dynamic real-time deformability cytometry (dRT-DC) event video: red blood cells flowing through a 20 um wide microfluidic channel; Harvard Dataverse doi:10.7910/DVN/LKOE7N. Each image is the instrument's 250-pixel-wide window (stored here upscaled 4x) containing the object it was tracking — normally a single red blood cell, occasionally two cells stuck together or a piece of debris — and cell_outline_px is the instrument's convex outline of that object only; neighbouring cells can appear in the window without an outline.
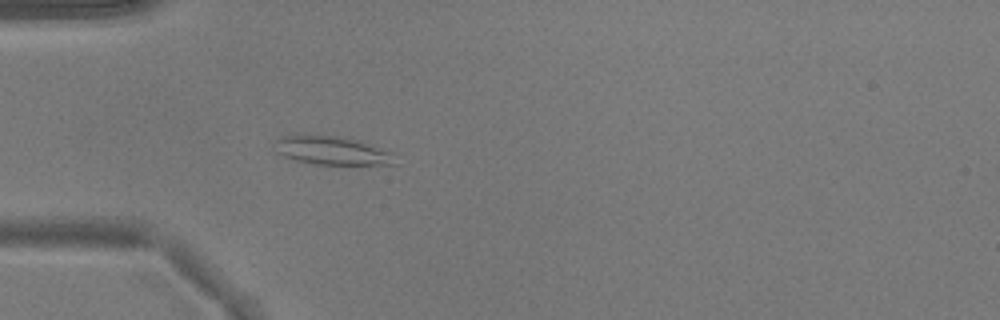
{"species": "common noctule bat (a hibernating species)", "species_latin": "Nyctalus noctula", "temperature_condition": "warm", "stored_images_in_passage": 43, "camera_frame_rate_fps": 3000, "um_per_image_px": 0.085, "animal": {"sex": "male", "body_mass_g": 17.9}, "frame": {"image": 1, "passage_image": 7, "time_ms": 2.0, "image_size_px": [1000, 320], "cell_outline_px": [[396, 164], [316, 164], [296, 160], [284, 156], [276, 152], [272, 144], [276, 140], [284, 136], [296, 132], [336, 136], [360, 140], [392, 152]], "centroid_in_image_um": [28.13, 12.75], "position_along_channel_um": 56.9, "area_um2": 20.4}}
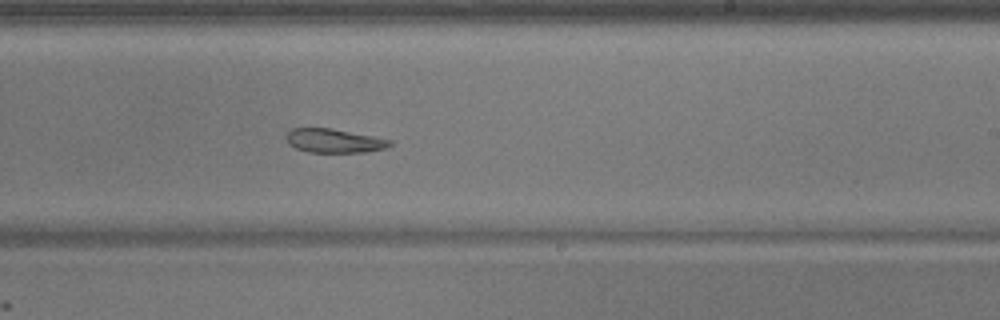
{"frame": {"image": 2, "passage_image": 23, "time_ms": 7.333, "image_size_px": [1000, 320], "cell_outline_px": [[392, 144], [384, 148], [364, 152], [308, 152], [296, 148], [284, 136], [292, 128], [332, 128], [392, 140]], "centroid_in_image_um": [28.39, 11.96], "position_along_channel_um": 260.6, "area_um2": 14.22}}
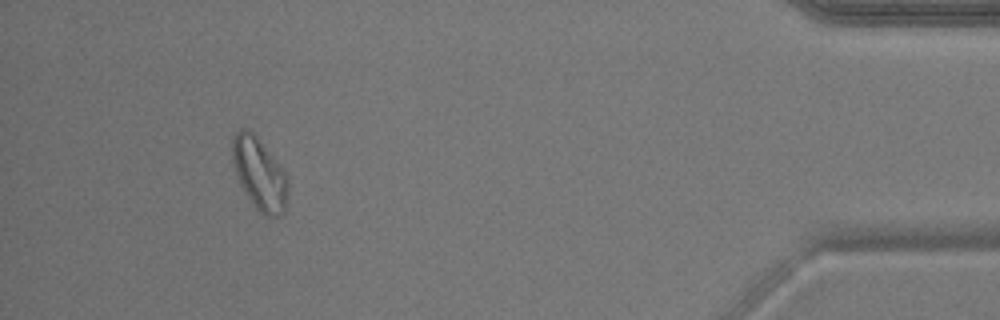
{"frame": {"image": 3, "passage_image": 39, "time_ms": 12.667, "image_size_px": [1000, 320], "cell_outline_px": [[288, 196], [284, 212], [280, 216], [264, 216], [256, 208], [240, 184], [232, 160], [232, 140], [236, 132], [244, 128], [248, 128], [256, 136], [284, 168], [288, 180]], "centroid_in_image_um": [22.08, 14.78], "position_along_channel_um": 413.1, "area_um2": 23.35}}